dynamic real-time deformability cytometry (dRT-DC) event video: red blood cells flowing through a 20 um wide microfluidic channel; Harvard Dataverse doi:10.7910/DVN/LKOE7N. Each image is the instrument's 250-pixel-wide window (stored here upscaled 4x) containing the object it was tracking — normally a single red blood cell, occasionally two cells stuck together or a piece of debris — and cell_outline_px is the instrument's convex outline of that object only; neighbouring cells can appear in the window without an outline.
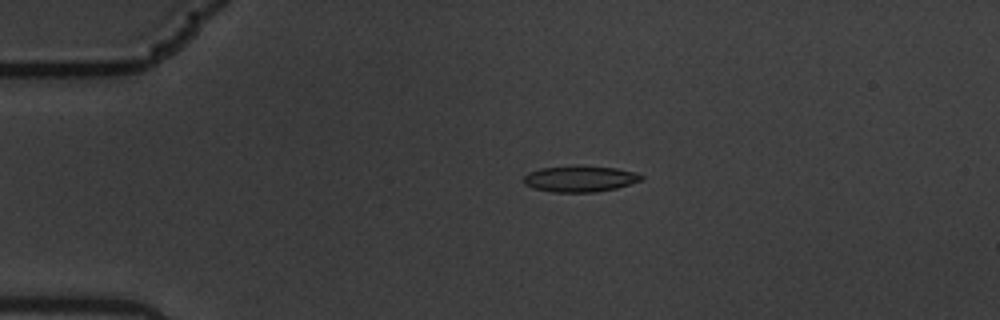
{"species": "common noctule bat (a hibernating species)", "species_latin": "Nyctalus noctula", "temperature_condition": "warm", "stored_images_in_passage": 7, "camera_frame_rate_fps": 3000, "um_per_image_px": 0.085, "animal": {"sex": "male", "body_mass_g": 19.5, "forearm_length_mm": 54.6}, "frame": {"image": 1, "passage_image": 2, "time_ms": 0.333, "image_size_px": [1000, 320], "cell_outline_px": [[644, 180], [616, 188], [596, 192], [552, 192], [532, 188], [524, 184], [524, 176], [528, 172], [540, 168], [616, 168], [636, 172], [644, 176]], "centroid_in_image_um": [49.31, 15.24], "position_along_channel_um": 35.7, "area_um2": 17.28}}
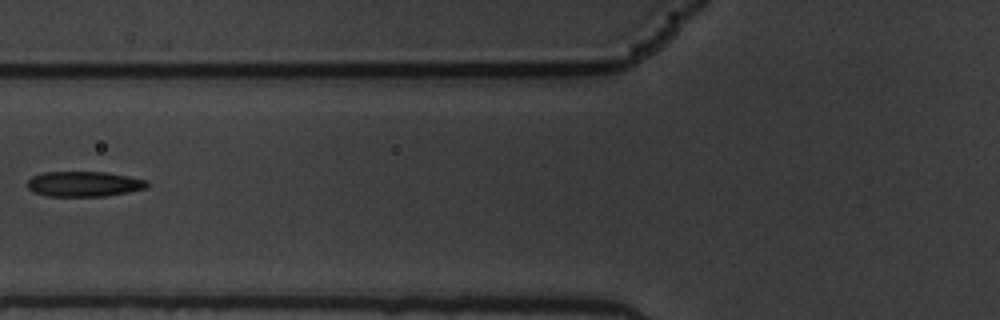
{"frame": {"image": 2, "passage_image": 5, "time_ms": 1.333, "image_size_px": [1000, 320], "cell_outline_px": [[148, 188], [128, 192], [104, 196], [48, 196], [32, 192], [28, 188], [28, 180], [32, 176], [44, 172], [108, 172], [148, 180]], "centroid_in_image_um": [7.15, 15.63], "position_along_channel_um": 118.6, "area_um2": 17.69}}
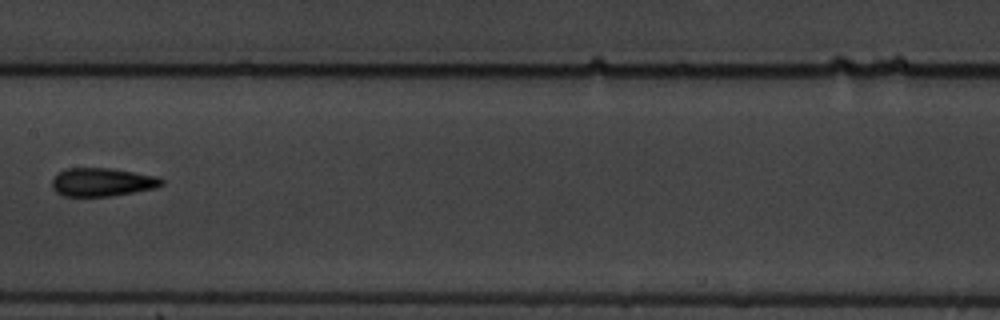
{"frame": {"image": 3, "passage_image": 7, "time_ms": 2.0, "image_size_px": [1000, 320], "cell_outline_px": [[164, 184], [156, 188], [108, 196], [64, 196], [56, 192], [52, 188], [52, 180], [64, 168], [112, 168], [156, 176], [164, 180]], "centroid_in_image_um": [8.68, 15.47], "position_along_channel_um": 198.7, "area_um2": 18.03}}